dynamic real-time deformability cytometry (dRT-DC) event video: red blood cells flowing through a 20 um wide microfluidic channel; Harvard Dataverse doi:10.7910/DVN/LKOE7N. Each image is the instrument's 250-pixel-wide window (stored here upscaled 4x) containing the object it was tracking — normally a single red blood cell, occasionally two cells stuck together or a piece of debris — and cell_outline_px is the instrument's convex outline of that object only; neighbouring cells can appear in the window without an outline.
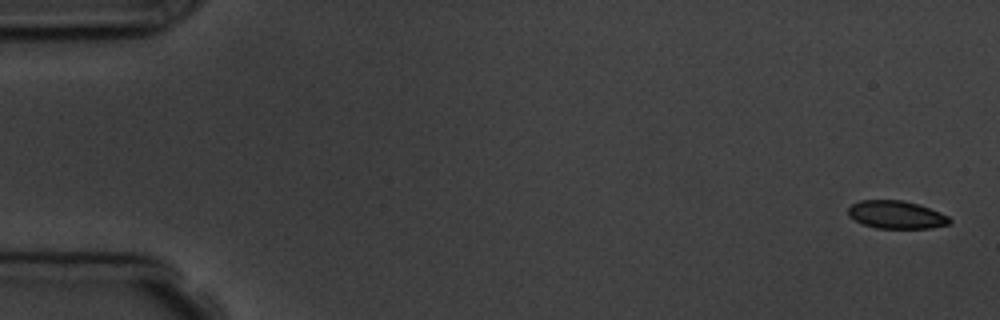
{"species": "common noctule bat (a hibernating species)", "species_latin": "Nyctalus noctula", "temperature_condition": "room temperature", "stored_images_in_passage": 11, "camera_frame_rate_fps": 3000, "um_per_image_px": 0.085, "animal": {"sex": "male", "body_mass_g": 19.5, "forearm_length_mm": 54.6}, "frame": {"image": 1, "passage_image": 1, "time_ms": 0.0, "image_size_px": [1000, 320], "cell_outline_px": [[952, 220], [948, 224], [932, 228], [876, 228], [864, 224], [848, 216], [848, 208], [852, 204], [860, 200], [904, 200], [940, 212], [948, 216]], "centroid_in_image_um": [76.17, 18.25], "position_along_channel_um": 8.8, "area_um2": 16.36}}
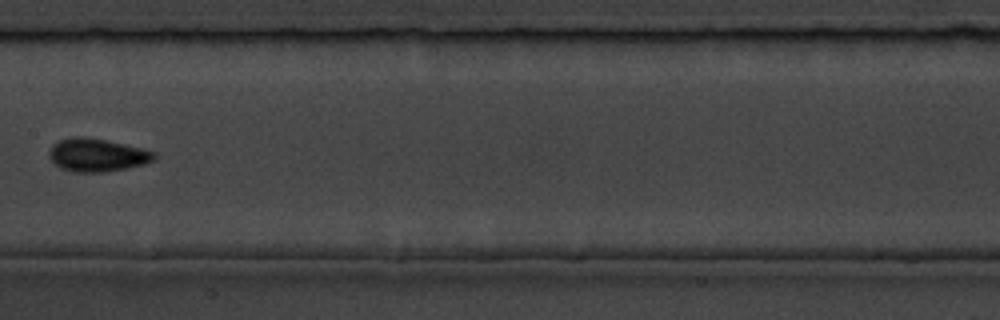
{"frame": {"image": 2, "passage_image": 8, "time_ms": 9.0, "image_size_px": [1000, 320], "cell_outline_px": [[156, 156], [152, 160], [144, 164], [128, 168], [100, 172], [72, 172], [60, 168], [48, 156], [48, 152], [52, 144], [60, 140], [72, 136], [84, 136], [124, 144], [156, 152]], "centroid_in_image_um": [8.21, 13.17], "position_along_channel_um": 199.2, "area_um2": 20.17}}
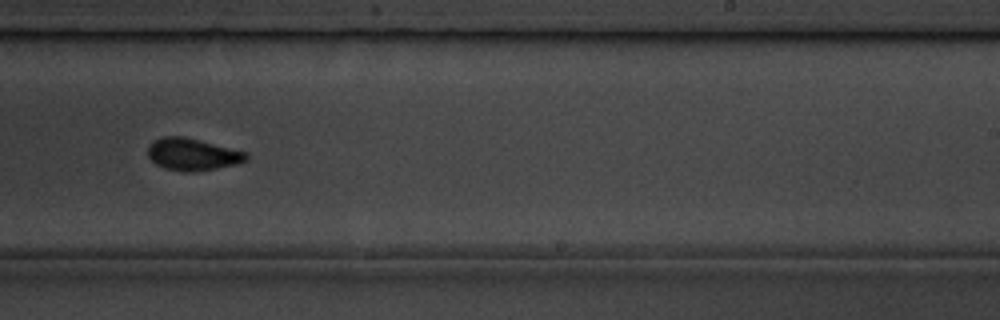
{"frame": {"image": 3, "passage_image": 10, "time_ms": 11.0, "image_size_px": [1000, 320], "cell_outline_px": [[248, 160], [236, 164], [196, 172], [184, 172], [164, 168], [156, 164], [148, 156], [148, 148], [156, 140], [164, 136], [184, 136], [248, 152]], "centroid_in_image_um": [16.4, 13.13], "position_along_channel_um": 272.6, "area_um2": 18.38}}